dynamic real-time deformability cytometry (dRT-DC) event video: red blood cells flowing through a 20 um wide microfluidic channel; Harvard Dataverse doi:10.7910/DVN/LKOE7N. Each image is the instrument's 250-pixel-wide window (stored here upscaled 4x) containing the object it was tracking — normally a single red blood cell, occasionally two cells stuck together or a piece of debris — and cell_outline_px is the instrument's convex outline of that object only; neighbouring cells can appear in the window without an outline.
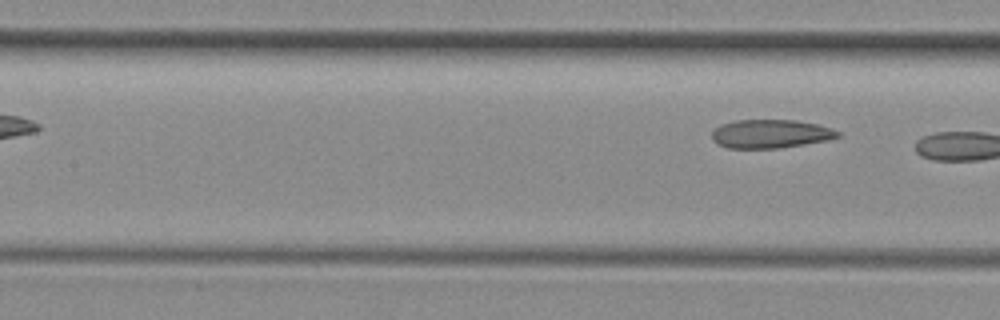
{"species": "common noctule bat (a hibernating species)", "species_latin": "Nyctalus noctula", "temperature_condition": "room temperature", "stored_images_in_passage": 6, "camera_frame_rate_fps": 3000, "um_per_image_px": 0.085, "animal": {"sex": "female", "body_mass_g": 29.2, "forearm_length_mm": 56.3}, "frame": {"image": 1, "passage_image": 6, "time_ms": 5.667, "image_size_px": [1000, 320], "cell_outline_px": [[840, 136], [828, 140], [780, 148], [728, 148], [716, 144], [712, 140], [712, 132], [720, 124], [736, 120], [796, 120], [816, 124], [832, 128], [840, 132]], "centroid_in_image_um": [65.48, 11.37], "position_along_channel_um": 141.9, "area_um2": 21.04}}